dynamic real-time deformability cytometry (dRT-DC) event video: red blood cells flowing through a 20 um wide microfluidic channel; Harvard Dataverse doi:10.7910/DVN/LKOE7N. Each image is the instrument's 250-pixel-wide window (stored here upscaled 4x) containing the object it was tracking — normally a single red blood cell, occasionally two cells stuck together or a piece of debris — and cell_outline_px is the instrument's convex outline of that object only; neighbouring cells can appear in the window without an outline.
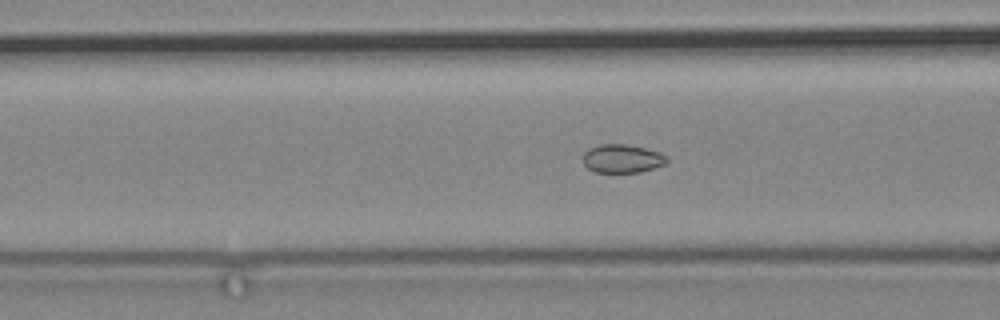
{"species": "common noctule bat (a hibernating species)", "species_latin": "Nyctalus noctula", "temperature_condition": "cold", "stored_images_in_passage": 61, "camera_frame_rate_fps": 3000, "um_per_image_px": 0.085, "animal": {"sex": "male", "body_mass_g": 19.2, "forearm_length_mm": 51.8}, "frame": {"image": 1, "passage_image": 23, "time_ms": 7.333, "image_size_px": [1000, 320], "cell_outline_px": [[668, 160], [664, 164], [640, 172], [596, 172], [588, 168], [584, 164], [584, 152], [588, 148], [600, 144], [624, 144], [644, 148], [660, 152], [668, 156]], "centroid_in_image_um": [52.89, 13.47], "position_along_channel_um": 113.7, "area_um2": 13.81}}
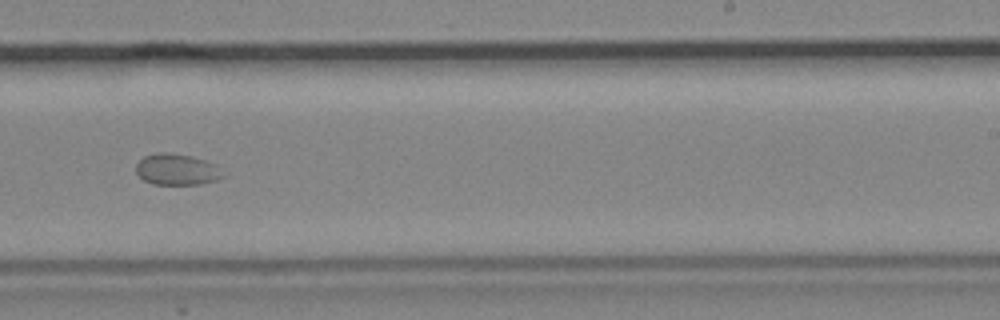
{"frame": {"image": 2, "passage_image": 38, "time_ms": 12.333, "image_size_px": [1000, 320], "cell_outline_px": [[228, 176], [216, 180], [200, 184], [152, 184], [144, 180], [136, 172], [136, 164], [144, 156], [156, 152], [168, 152], [192, 156], [216, 164]], "centroid_in_image_um": [15.07, 14.4], "position_along_channel_um": 273.9, "area_um2": 16.01}}
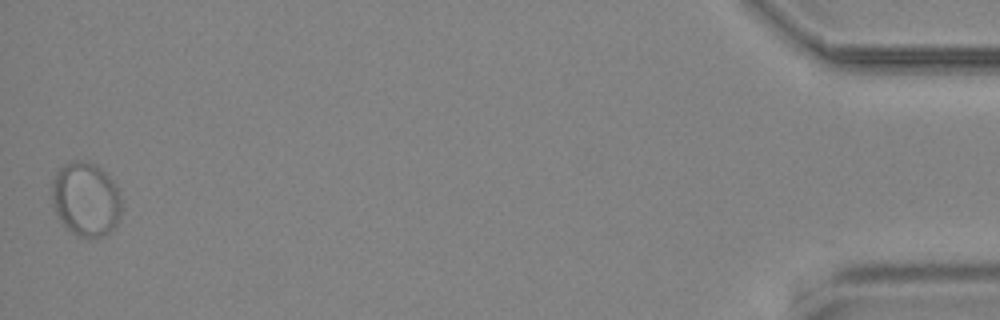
{"frame": {"image": 3, "passage_image": 61, "time_ms": 20.0, "image_size_px": [1000, 320], "cell_outline_px": [[120, 216], [116, 228], [104, 236], [76, 236], [64, 224], [56, 212], [52, 200], [52, 180], [56, 172], [64, 164], [72, 160], [88, 160], [96, 164], [112, 180], [120, 196]], "centroid_in_image_um": [7.29, 16.91], "position_along_channel_um": 427.9, "area_um2": 30.0}}